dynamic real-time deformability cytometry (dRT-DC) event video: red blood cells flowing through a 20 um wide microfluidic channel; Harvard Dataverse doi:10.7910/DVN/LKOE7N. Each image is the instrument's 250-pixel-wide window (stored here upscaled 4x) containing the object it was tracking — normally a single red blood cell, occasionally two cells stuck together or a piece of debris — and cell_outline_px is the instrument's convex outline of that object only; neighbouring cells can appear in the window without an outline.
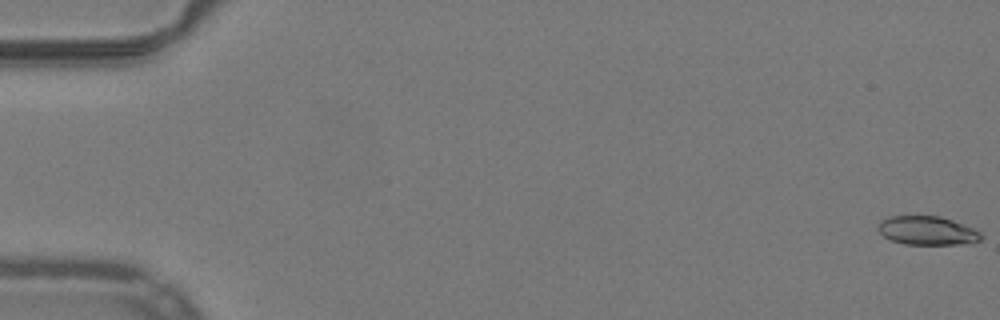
{"species": "common noctule bat (a hibernating species)", "species_latin": "Nyctalus noctula", "temperature_condition": "warm", "stored_images_in_passage": 53, "camera_frame_rate_fps": 3000, "um_per_image_px": 0.085, "animal": {"sex": "male", "body_mass_g": 19.2, "forearm_length_mm": 51.8}, "frame": {"image": 1, "passage_image": 1, "time_ms": 0.0, "image_size_px": [1000, 320], "cell_outline_px": [[984, 236], [980, 240], [956, 244], [904, 244], [892, 240], [884, 236], [880, 232], [880, 220], [888, 216], [940, 216], [952, 220], [972, 228], [980, 232]], "centroid_in_image_um": [78.81, 19.59], "position_along_channel_um": 6.2, "area_um2": 16.94}}
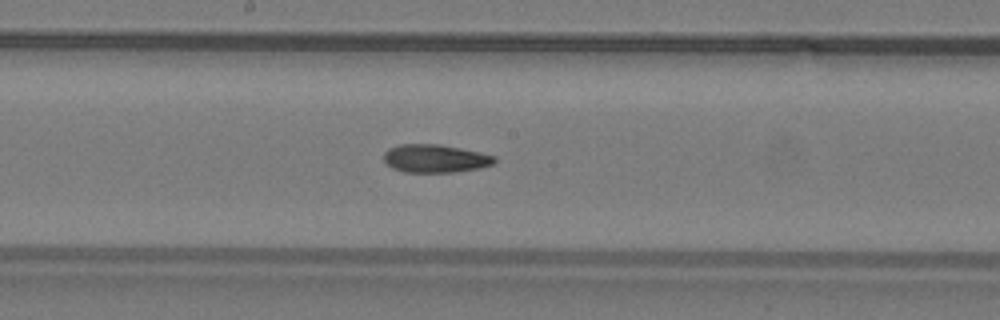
{"frame": {"image": 2, "passage_image": 29, "time_ms": 9.333, "image_size_px": [1000, 320], "cell_outline_px": [[496, 160], [492, 164], [480, 168], [452, 172], [404, 172], [392, 168], [384, 160], [384, 152], [388, 148], [400, 144], [440, 144], [480, 152], [496, 156]], "centroid_in_image_um": [36.98, 13.47], "position_along_channel_um": 211.2, "area_um2": 18.15}}
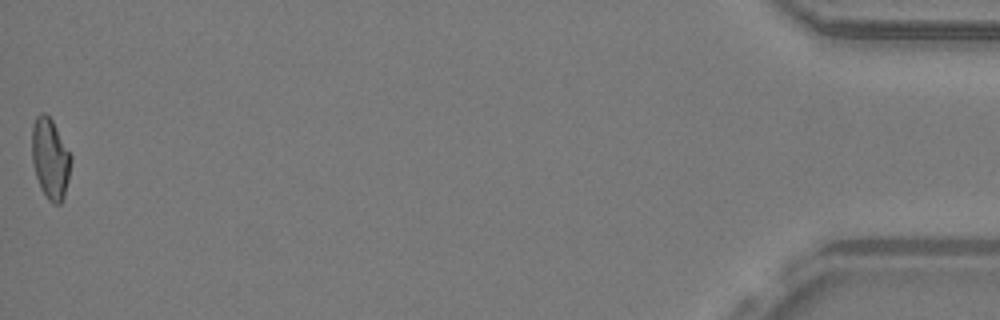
{"frame": {"image": 3, "passage_image": 53, "time_ms": 17.333, "image_size_px": [1000, 320], "cell_outline_px": [[72, 160], [68, 180], [64, 196], [60, 204], [52, 204], [48, 200], [40, 188], [36, 176], [32, 160], [32, 128], [36, 116], [40, 112], [44, 112], [52, 120], [72, 156]], "centroid_in_image_um": [4.27, 13.49], "position_along_channel_um": 430.9, "area_um2": 18.38}, "authors_computed_cell_mechanics": {"area_um2": 18.1492, "velocity_mm_per_s": 3.994, "shape_relaxation_time_tau1_ms": null, "shape_relaxation_time_tau2_ms": 6.8628, "deformation_change_tau1": null, "deformation_change_tau2": 0.1618}}